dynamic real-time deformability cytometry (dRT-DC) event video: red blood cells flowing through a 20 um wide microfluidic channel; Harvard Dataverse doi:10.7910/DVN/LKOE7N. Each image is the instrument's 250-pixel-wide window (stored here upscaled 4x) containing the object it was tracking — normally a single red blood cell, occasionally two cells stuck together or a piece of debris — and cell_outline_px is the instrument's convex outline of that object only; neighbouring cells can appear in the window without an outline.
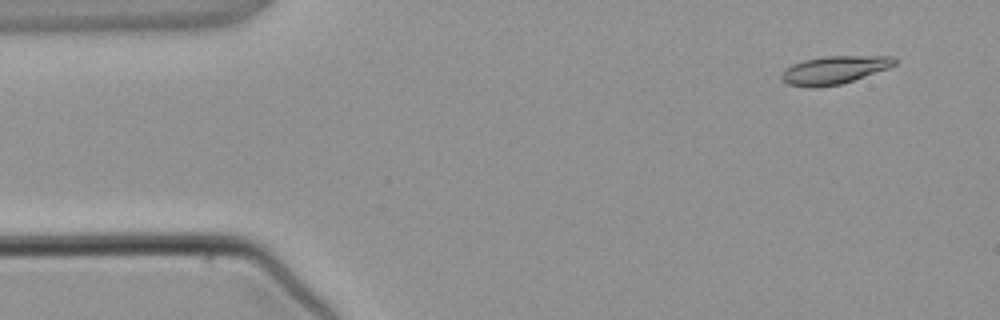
{"species": "common noctule bat (a hibernating species)", "species_latin": "Nyctalus noctula", "temperature_condition": "warm", "stored_images_in_passage": 3, "camera_frame_rate_fps": 3000, "um_per_image_px": 0.085, "animal": {"sex": "male", "body_mass_g": 21.5, "forearm_length_mm": 52.0}, "frame": {"image": 1, "passage_image": 1, "time_ms": 0.0, "image_size_px": [1000, 320], "cell_outline_px": [[896, 64], [888, 68], [840, 84], [820, 88], [808, 88], [788, 84], [780, 76], [784, 68], [792, 64], [804, 60], [824, 56], [892, 56], [896, 60]], "centroid_in_image_um": [70.86, 5.95], "position_along_channel_um": 14.1, "area_um2": 18.44}}